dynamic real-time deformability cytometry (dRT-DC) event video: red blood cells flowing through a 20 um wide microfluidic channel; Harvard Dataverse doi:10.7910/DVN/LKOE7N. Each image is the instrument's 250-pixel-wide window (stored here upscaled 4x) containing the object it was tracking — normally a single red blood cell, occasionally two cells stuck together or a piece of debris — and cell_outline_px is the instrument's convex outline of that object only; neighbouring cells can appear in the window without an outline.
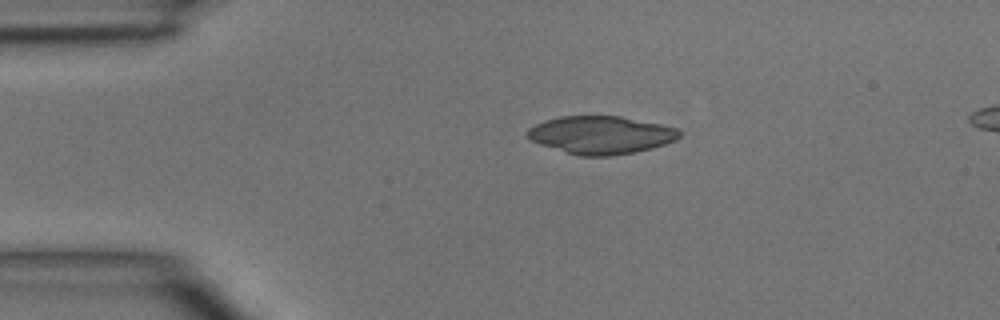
{"species": "common noctule bat (a hibernating species)", "species_latin": "Nyctalus noctula", "temperature_condition": "room temperature", "stored_images_in_passage": 3, "camera_frame_rate_fps": 3000, "um_per_image_px": 0.085, "animal": {"sex": "male", "body_mass_g": 15.6}, "frame": {"image": 1, "passage_image": 1, "time_ms": 0.0, "image_size_px": [1000, 320], "cell_outline_px": [[684, 132], [676, 140], [652, 148], [636, 152], [612, 156], [580, 156], [540, 144], [532, 140], [528, 136], [528, 128], [544, 120], [560, 116], [620, 116], [680, 128]], "centroid_in_image_um": [51.13, 11.47], "position_along_channel_um": 33.9, "area_um2": 33.58}}